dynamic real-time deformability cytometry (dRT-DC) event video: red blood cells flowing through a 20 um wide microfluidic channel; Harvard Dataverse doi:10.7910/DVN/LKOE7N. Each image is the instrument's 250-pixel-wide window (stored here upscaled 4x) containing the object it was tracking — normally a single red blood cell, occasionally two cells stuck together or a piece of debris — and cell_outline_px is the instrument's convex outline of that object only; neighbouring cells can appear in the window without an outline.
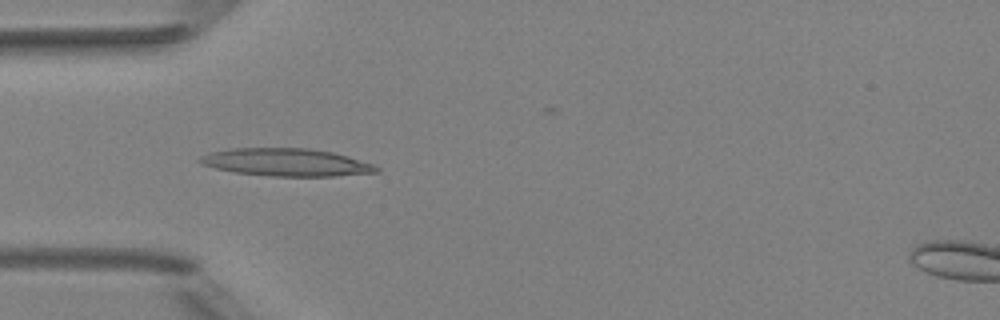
{"species": "Egyptian fruit bat (a non-hibernating species)", "species_latin": "Rousettus aegyptiacus", "temperature_condition": "room temperature", "stored_images_in_passage": 5, "camera_frame_rate_fps": 3000, "um_per_image_px": 0.085, "animal": {"sex": "female"}, "frame": {"image": 1, "passage_image": 3, "time_ms": 2.333, "image_size_px": [1000, 320], "cell_outline_px": [[380, 172], [336, 176], [272, 176], [236, 172], [216, 168], [200, 164], [196, 160], [200, 156], [212, 152], [228, 148], [308, 148], [332, 152], [348, 156], [372, 164], [380, 168]], "centroid_in_image_um": [24.32, 13.79], "position_along_channel_um": 60.7, "area_um2": 28.44}}
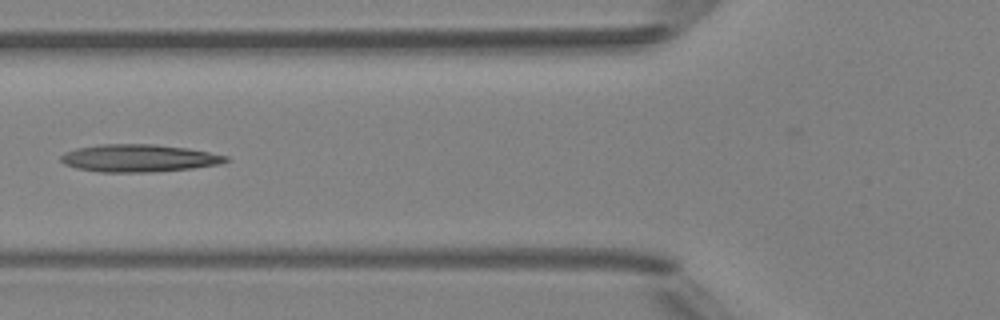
{"frame": {"image": 2, "passage_image": 4, "time_ms": 3.667, "image_size_px": [1000, 320], "cell_outline_px": [[228, 160], [220, 164], [192, 168], [148, 172], [100, 172], [76, 168], [64, 164], [60, 160], [60, 156], [64, 152], [76, 148], [100, 144], [156, 144], [188, 148], [228, 156]], "centroid_in_image_um": [11.76, 13.44], "position_along_channel_um": 114.0, "area_um2": 26.47}}
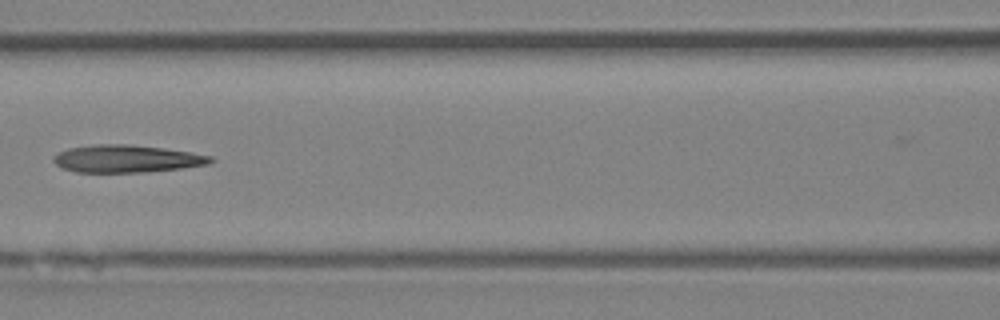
{"frame": {"image": 3, "passage_image": 5, "time_ms": 4.667, "image_size_px": [1000, 320], "cell_outline_px": [[216, 160], [208, 164], [180, 168], [144, 172], [76, 172], [64, 168], [56, 164], [52, 160], [52, 156], [68, 148], [100, 144], [132, 144], [192, 152], [212, 156]], "centroid_in_image_um": [10.78, 13.49], "position_along_channel_um": 155.8, "area_um2": 25.09}}